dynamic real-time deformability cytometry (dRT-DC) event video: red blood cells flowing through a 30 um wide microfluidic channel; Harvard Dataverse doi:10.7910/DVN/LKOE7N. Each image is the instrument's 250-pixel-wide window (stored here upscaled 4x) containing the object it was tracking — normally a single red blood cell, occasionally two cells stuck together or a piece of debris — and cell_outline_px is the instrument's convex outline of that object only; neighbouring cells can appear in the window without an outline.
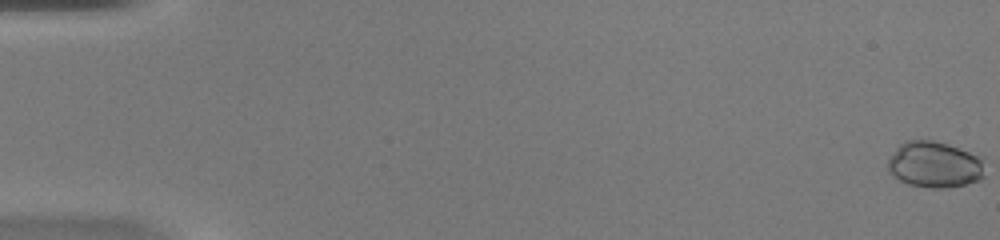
{"species": "common noctule bat (a hibernating species)", "species_latin": "Nyctalus noctula", "temperature_condition": "warm", "stored_images_in_passage": 51, "camera_frame_rate_fps": 3000, "um_per_image_px": 0.085, "animal": {"sex": "female", "body_mass_g": 20.0, "forearm_length_mm": 54.0}, "frame": {"image": 1, "passage_image": 1, "time_ms": 0.0, "image_size_px": [1000, 240], "cell_outline_px": [[984, 176], [980, 180], [964, 184], [944, 188], [928, 188], [908, 184], [892, 176], [888, 172], [888, 160], [896, 148], [900, 144], [908, 140], [932, 140], [948, 144], [984, 156]], "centroid_in_image_um": [79.47, 13.99], "position_along_channel_um": 5.5, "area_um2": 26.47}}
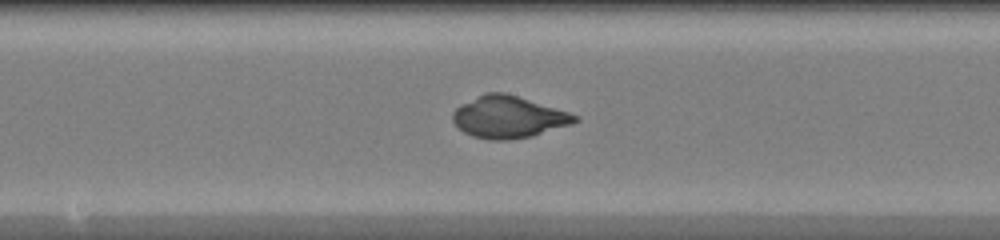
{"frame": {"image": 2, "passage_image": 28, "time_ms": 9.0, "image_size_px": [1000, 240], "cell_outline_px": [[580, 120], [572, 124], [532, 136], [508, 140], [488, 140], [472, 136], [464, 132], [452, 120], [452, 112], [460, 104], [484, 92], [504, 92], [568, 112], [580, 116]], "centroid_in_image_um": [43.2, 9.95], "position_along_channel_um": 205.0, "area_um2": 29.82}}
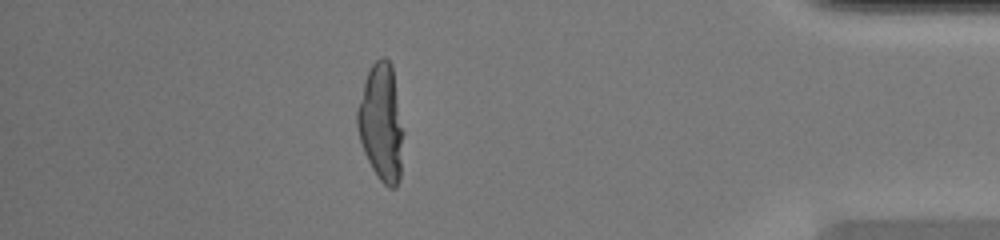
{"frame": {"image": 3, "passage_image": 45, "time_ms": 14.667, "image_size_px": [1000, 240], "cell_outline_px": [[404, 132], [400, 180], [396, 188], [388, 188], [380, 180], [372, 168], [364, 152], [360, 140], [356, 124], [356, 108], [364, 80], [372, 64], [380, 56], [384, 56], [392, 64]], "centroid_in_image_um": [32.41, 10.42], "position_along_channel_um": 402.8, "area_um2": 32.02}, "authors_computed_cell_mechanics": {"area_um2": 28.9578, "velocity_mm_per_s": 4.1922, "shape_relaxation_time_tau1_ms": 11.0541, "shape_relaxation_time_tau2_ms": null, "deformation_change_tau1": 0.4737, "deformation_change_tau2": null}}